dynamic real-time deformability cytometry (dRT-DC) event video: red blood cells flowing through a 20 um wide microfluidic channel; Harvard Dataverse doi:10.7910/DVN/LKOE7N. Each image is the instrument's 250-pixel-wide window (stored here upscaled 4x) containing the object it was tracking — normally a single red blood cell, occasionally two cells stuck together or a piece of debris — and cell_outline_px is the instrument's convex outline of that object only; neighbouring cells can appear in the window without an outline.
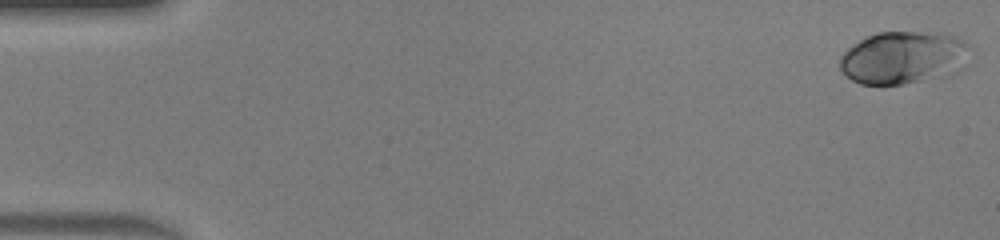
{"species": "human", "species_latin": "Homo sapiens", "temperature_condition": "warm", "stored_images_in_passage": 47, "camera_frame_rate_fps": 3000, "um_per_image_px": 0.085, "donor": {"sex": "male"}, "frame": {"image": 1, "passage_image": 1, "time_ms": 0.0, "image_size_px": [1000, 240], "cell_outline_px": [[972, 44], [952, 72], [940, 76], [904, 84], [860, 84], [852, 80], [840, 68], [840, 56], [852, 44], [864, 36], [876, 32], [948, 32]], "centroid_in_image_um": [76.71, 4.85], "position_along_channel_um": 8.3, "area_um2": 39.48}}
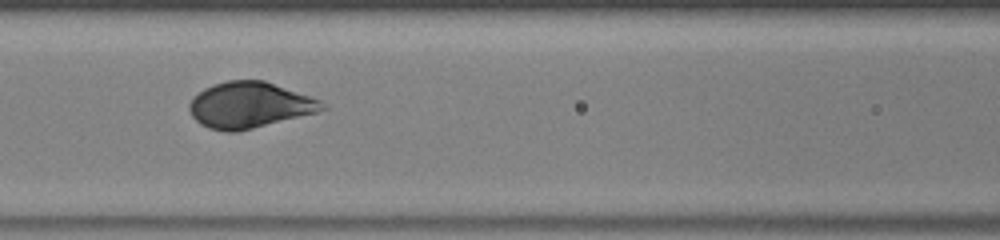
{"frame": {"image": 2, "passage_image": 21, "time_ms": 6.667, "image_size_px": [1000, 240], "cell_outline_px": [[328, 108], [316, 112], [236, 132], [224, 132], [208, 128], [200, 124], [192, 116], [188, 108], [188, 104], [192, 96], [204, 88], [228, 80], [264, 80], [320, 100]], "centroid_in_image_um": [21.15, 8.93], "position_along_channel_um": 145.5, "area_um2": 35.32}}
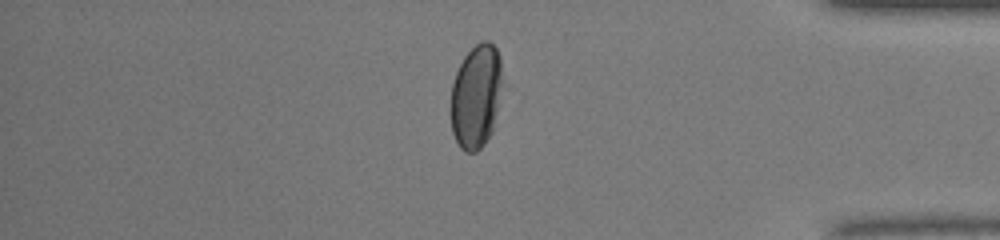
{"frame": {"image": 3, "passage_image": 40, "time_ms": 13.0, "image_size_px": [1000, 240], "cell_outline_px": [[504, 84], [492, 132], [484, 144], [476, 152], [464, 152], [460, 148], [452, 132], [452, 84], [456, 72], [464, 56], [480, 40], [488, 40], [496, 48], [500, 56]], "centroid_in_image_um": [40.51, 8.16], "position_along_channel_um": 394.7, "area_um2": 31.62}}